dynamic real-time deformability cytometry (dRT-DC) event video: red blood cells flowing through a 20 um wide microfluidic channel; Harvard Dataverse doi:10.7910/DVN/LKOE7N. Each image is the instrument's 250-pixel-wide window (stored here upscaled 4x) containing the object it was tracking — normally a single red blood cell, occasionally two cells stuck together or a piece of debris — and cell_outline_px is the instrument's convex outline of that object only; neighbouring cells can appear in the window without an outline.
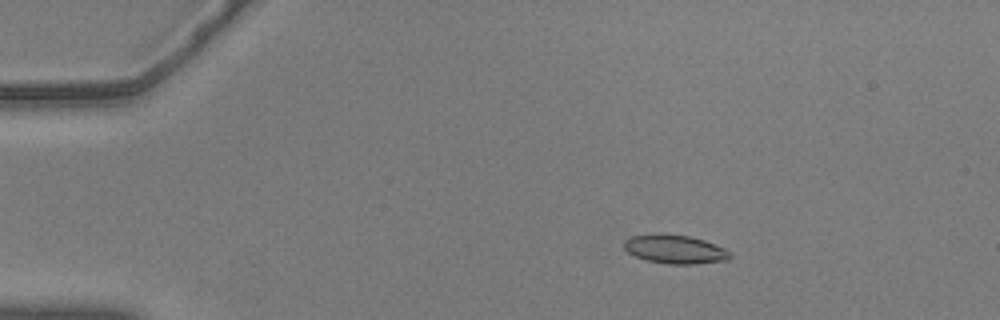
{"species": "common noctule bat (a hibernating species)", "species_latin": "Nyctalus noctula", "temperature_condition": "warm", "stored_images_in_passage": 48, "camera_frame_rate_fps": 3000, "um_per_image_px": 0.085, "animal": {"sex": "male", "body_mass_g": 20.5, "forearm_length_mm": 52.5}, "frame": {"image": 1, "passage_image": 2, "time_ms": 0.333, "image_size_px": [1000, 320], "cell_outline_px": [[732, 256], [728, 260], [692, 264], [668, 264], [648, 260], [636, 256], [628, 252], [624, 248], [624, 240], [632, 236], [688, 236], [704, 240], [724, 248], [732, 252]], "centroid_in_image_um": [57.44, 21.23], "position_along_channel_um": 27.6, "area_um2": 17.05}}
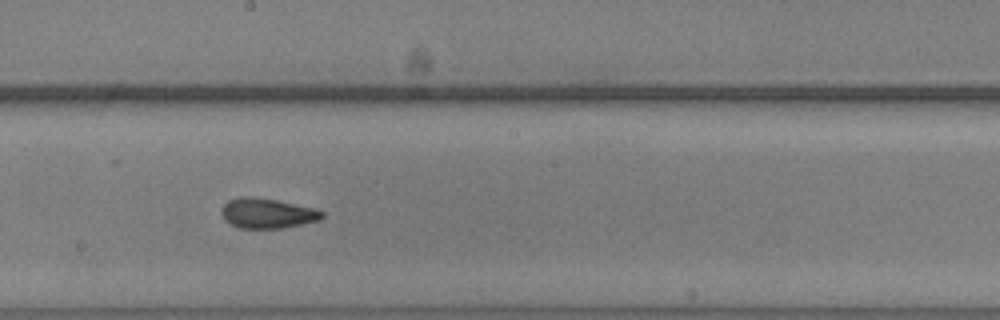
{"frame": {"image": 2, "passage_image": 24, "time_ms": 7.667, "image_size_px": [1000, 320], "cell_outline_px": [[324, 216], [320, 220], [284, 228], [240, 228], [224, 220], [220, 212], [224, 204], [228, 200], [240, 196], [252, 196], [276, 200], [312, 208], [324, 212]], "centroid_in_image_um": [22.69, 18.13], "position_along_channel_um": 225.5, "area_um2": 17.57}}
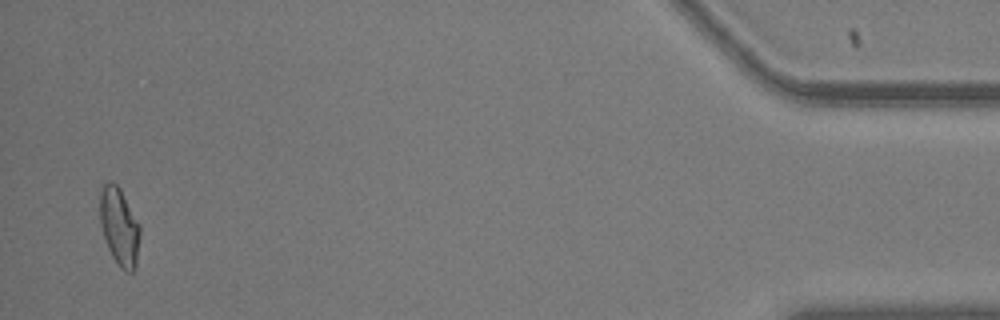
{"frame": {"image": 3, "passage_image": 47, "time_ms": 15.333, "image_size_px": [1000, 320], "cell_outline_px": [[140, 236], [136, 264], [132, 272], [124, 272], [120, 268], [112, 256], [108, 248], [100, 224], [100, 192], [104, 184], [108, 180], [112, 180], [120, 188], [140, 224]], "centroid_in_image_um": [10.15, 19.25], "position_along_channel_um": 425.1, "area_um2": 18.26}, "authors_computed_cell_mechanics": {"area_um2": 17.5712, "velocity_mm_per_s": 3.6482, "shape_relaxation_time_tau1_ms": 8.8504, "shape_relaxation_time_tau2_ms": 1.6671, "deformation_change_tau1": 0.1843, "deformation_change_tau2": 0.0855}}